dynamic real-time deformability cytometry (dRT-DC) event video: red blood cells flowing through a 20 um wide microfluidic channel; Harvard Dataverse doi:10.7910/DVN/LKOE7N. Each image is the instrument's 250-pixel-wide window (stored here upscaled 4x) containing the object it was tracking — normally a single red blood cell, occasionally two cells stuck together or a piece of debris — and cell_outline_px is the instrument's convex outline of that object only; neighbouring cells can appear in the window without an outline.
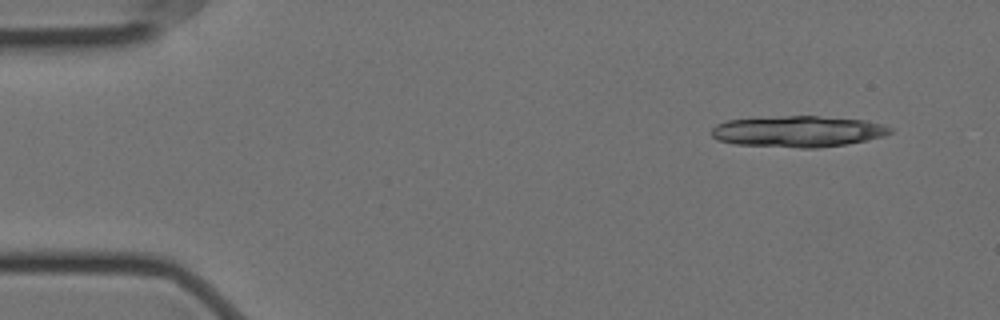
{"species": "Egyptian fruit bat (a non-hibernating species)", "species_latin": "Rousettus aegyptiacus", "temperature_condition": "cold", "stored_images_in_passage": 4, "camera_frame_rate_fps": 3000, "um_per_image_px": 0.085, "animal": {"sex": "female"}, "frame": {"image": 1, "passage_image": 1, "time_ms": 0.0, "image_size_px": [1000, 320], "cell_outline_px": [[892, 132], [884, 136], [868, 140], [844, 144], [816, 148], [800, 148], [736, 144], [716, 140], [712, 136], [712, 128], [716, 124], [728, 120], [784, 116], [816, 116], [864, 120], [884, 124], [892, 128]], "centroid_in_image_um": [67.84, 11.17], "position_along_channel_um": 17.2, "area_um2": 32.37}}
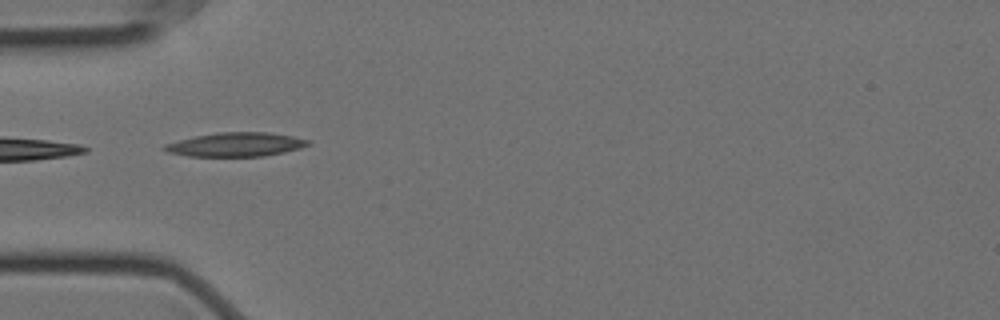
{"frame": {"image": 2, "passage_image": 3, "time_ms": 0.667, "image_size_px": [1000, 320], "cell_outline_px": [[312, 144], [300, 148], [284, 152], [264, 156], [188, 156], [168, 152], [160, 148], [164, 144], [192, 136], [220, 132], [268, 132], [292, 136], [312, 140]], "centroid_in_image_um": [20.05, 12.28], "position_along_channel_um": 65.0, "area_um2": 20.23}}
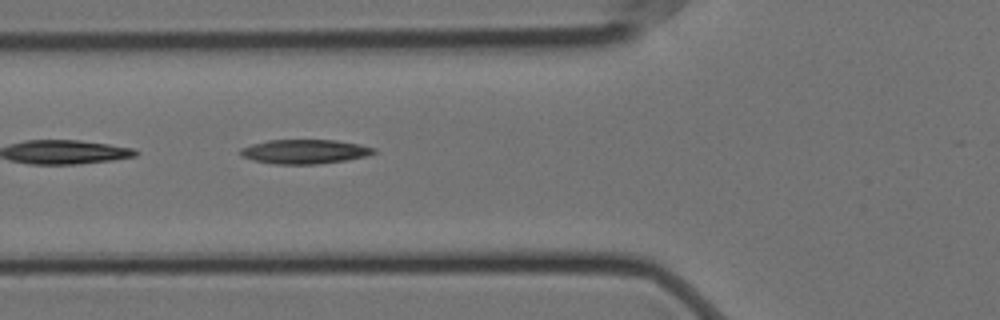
{"frame": {"image": 3, "passage_image": 4, "time_ms": 1.0, "image_size_px": [1000, 320], "cell_outline_px": [[376, 152], [368, 156], [344, 160], [316, 164], [276, 164], [252, 160], [240, 156], [240, 148], [252, 144], [268, 140], [336, 140], [360, 144], [376, 148]], "centroid_in_image_um": [25.9, 12.88], "position_along_channel_um": 99.9, "area_um2": 18.9}}